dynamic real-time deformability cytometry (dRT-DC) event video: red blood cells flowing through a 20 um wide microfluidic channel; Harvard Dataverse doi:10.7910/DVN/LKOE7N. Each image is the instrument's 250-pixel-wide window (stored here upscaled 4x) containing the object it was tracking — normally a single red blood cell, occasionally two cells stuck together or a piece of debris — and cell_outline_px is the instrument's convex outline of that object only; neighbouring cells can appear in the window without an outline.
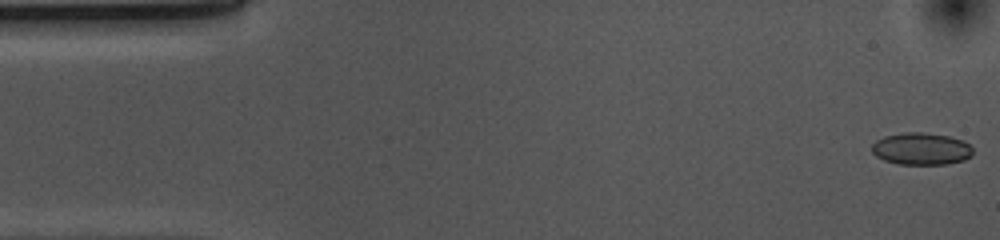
{"species": "common noctule bat (a hibernating species)", "species_latin": "Nyctalus noctula", "temperature_condition": "cold", "stored_images_in_passage": 53, "camera_frame_rate_fps": 3000, "um_per_image_px": 0.085, "animal": {"sex": "female", "body_mass_g": 10.0, "forearm_length_mm": 53.1}, "frame": {"image": 1, "passage_image": 1, "time_ms": 0.0, "image_size_px": [1000, 240], "cell_outline_px": [[972, 156], [964, 160], [948, 164], [896, 164], [884, 160], [876, 156], [872, 152], [872, 144], [876, 140], [884, 136], [904, 132], [924, 132], [948, 136], [960, 140], [968, 144], [972, 148]], "centroid_in_image_um": [78.28, 12.65], "position_along_channel_um": 6.7, "area_um2": 18.96}}
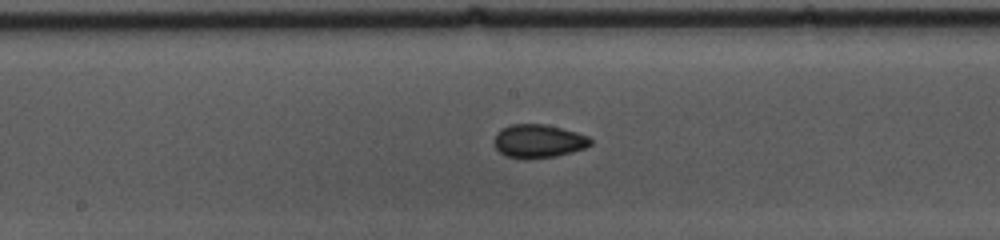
{"frame": {"image": 2, "passage_image": 26, "time_ms": 8.333, "image_size_px": [1000, 240], "cell_outline_px": [[592, 144], [584, 148], [572, 152], [556, 156], [528, 160], [524, 160], [508, 156], [500, 152], [496, 148], [496, 132], [512, 124], [544, 124], [576, 132], [588, 136], [592, 140]], "centroid_in_image_um": [45.79, 12.01], "position_along_channel_um": 202.4, "area_um2": 18.67}}
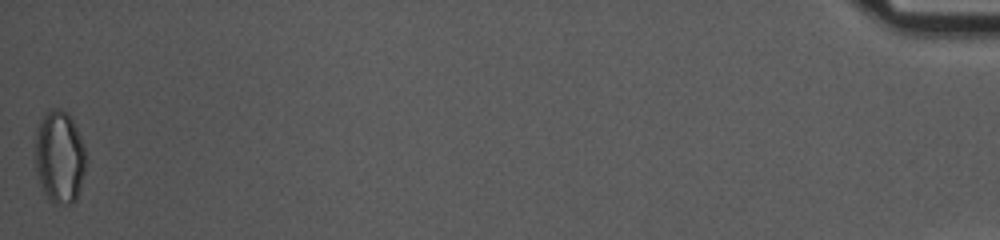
{"frame": {"image": 3, "passage_image": 53, "time_ms": 17.333, "image_size_px": [1000, 240], "cell_outline_px": [[88, 160], [80, 188], [76, 200], [72, 204], [56, 204], [48, 200], [40, 184], [36, 172], [36, 132], [40, 120], [52, 108], [60, 108], [68, 112], [84, 144], [88, 156]], "centroid_in_image_um": [5.1, 13.36], "position_along_channel_um": 430.1, "area_um2": 27.74}, "authors_computed_cell_mechanics": {"area_um2": 18.6694, "velocity_mm_per_s": 3.6915, "shape_relaxation_time_tau1_ms": null, "shape_relaxation_time_tau2_ms": 2.7823, "deformation_change_tau1": null, "deformation_change_tau2": 0.0611}}